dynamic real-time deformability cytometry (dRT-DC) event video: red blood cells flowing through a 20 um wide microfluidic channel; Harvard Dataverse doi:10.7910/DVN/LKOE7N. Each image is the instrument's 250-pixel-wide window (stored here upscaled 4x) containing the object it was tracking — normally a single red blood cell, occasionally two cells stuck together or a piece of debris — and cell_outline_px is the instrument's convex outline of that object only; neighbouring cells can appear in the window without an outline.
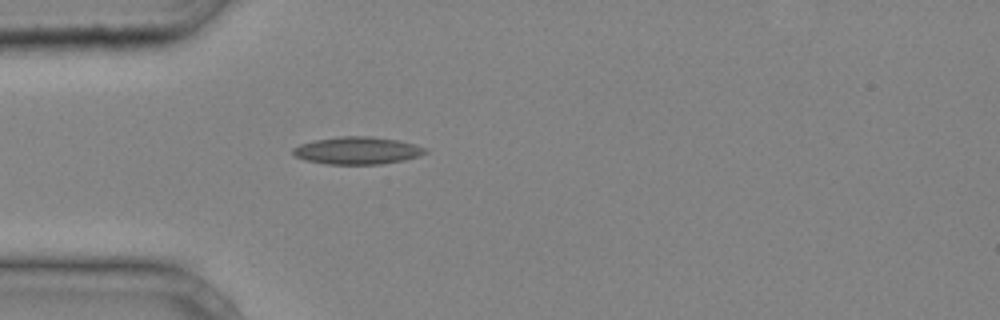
{"species": "common noctule bat (a hibernating species)", "species_latin": "Nyctalus noctula", "temperature_condition": "cold", "stored_images_in_passage": 28, "camera_frame_rate_fps": 3000, "um_per_image_px": 0.085, "animal": {"sex": "male", "body_mass_g": 20.4}, "frame": {"image": 1, "passage_image": 1, "time_ms": 0.0, "image_size_px": [1000, 320], "cell_outline_px": [[428, 152], [420, 156], [404, 160], [380, 164], [324, 164], [304, 160], [296, 156], [292, 152], [292, 148], [300, 144], [312, 140], [340, 136], [368, 136], [400, 140], [424, 148]], "centroid_in_image_um": [30.34, 12.79], "position_along_channel_um": 54.7, "area_um2": 21.21}}
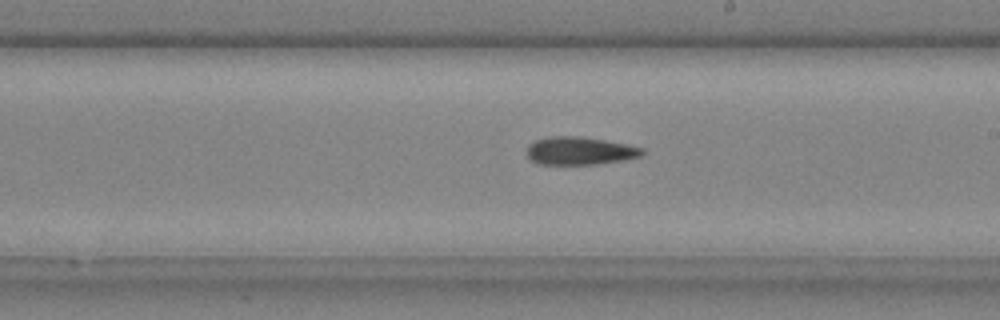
{"frame": {"image": 2, "passage_image": 13, "time_ms": 4.0, "image_size_px": [1000, 320], "cell_outline_px": [[644, 152], [640, 156], [624, 160], [596, 164], [536, 164], [528, 156], [528, 144], [536, 140], [548, 136], [576, 136], [604, 140], [644, 148]], "centroid_in_image_um": [49.26, 12.82], "position_along_channel_um": 239.7, "area_um2": 18.61}}
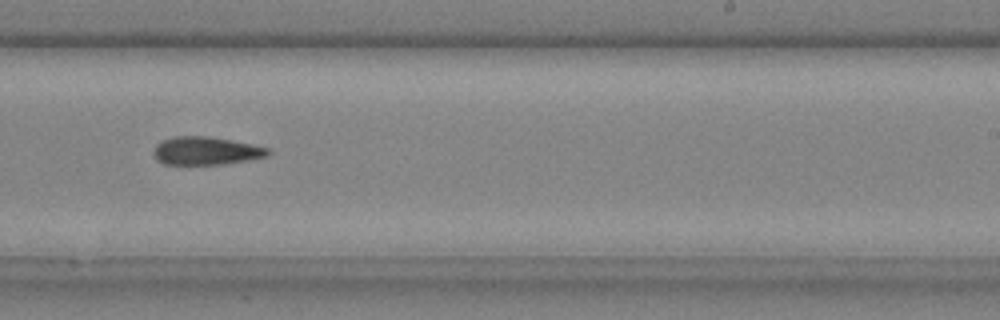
{"frame": {"image": 3, "passage_image": 15, "time_ms": 4.667, "image_size_px": [1000, 320], "cell_outline_px": [[272, 152], [268, 156], [248, 160], [224, 164], [164, 164], [156, 160], [152, 152], [156, 144], [164, 140], [176, 136], [208, 136], [232, 140], [252, 144], [268, 148]], "centroid_in_image_um": [17.51, 12.82], "position_along_channel_um": 271.5, "area_um2": 18.79}}